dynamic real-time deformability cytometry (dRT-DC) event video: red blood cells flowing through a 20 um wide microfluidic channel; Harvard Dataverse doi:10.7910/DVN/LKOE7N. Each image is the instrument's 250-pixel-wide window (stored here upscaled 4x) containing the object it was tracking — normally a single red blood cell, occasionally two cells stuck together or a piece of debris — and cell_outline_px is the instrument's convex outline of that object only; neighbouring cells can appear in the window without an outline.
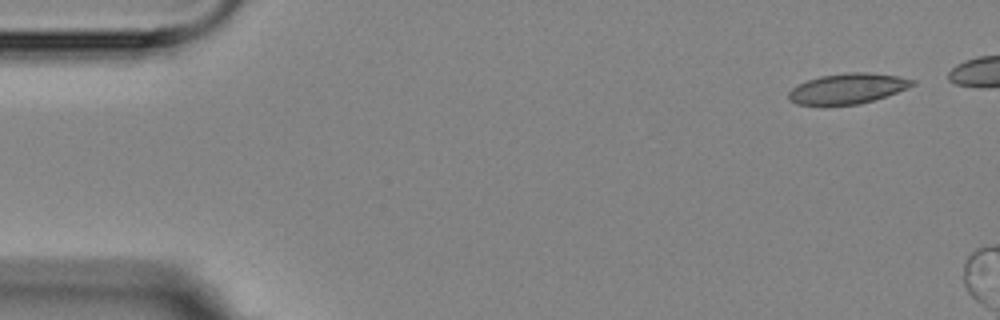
{"species": "Egyptian fruit bat (a non-hibernating species)", "species_latin": "Rousettus aegyptiacus", "temperature_condition": "room temperature", "stored_images_in_passage": 4, "camera_frame_rate_fps": 3000, "um_per_image_px": 0.085, "animal": {"sex": "female"}, "frame": {"image": 1, "passage_image": 1, "time_ms": 0.0, "image_size_px": [1000, 320], "cell_outline_px": [[916, 84], [896, 92], [860, 104], [796, 104], [788, 100], [788, 92], [792, 88], [808, 80], [820, 76], [844, 72], [868, 72], [900, 76], [916, 80]], "centroid_in_image_um": [72.06, 7.5], "position_along_channel_um": 12.9, "area_um2": 21.68}}